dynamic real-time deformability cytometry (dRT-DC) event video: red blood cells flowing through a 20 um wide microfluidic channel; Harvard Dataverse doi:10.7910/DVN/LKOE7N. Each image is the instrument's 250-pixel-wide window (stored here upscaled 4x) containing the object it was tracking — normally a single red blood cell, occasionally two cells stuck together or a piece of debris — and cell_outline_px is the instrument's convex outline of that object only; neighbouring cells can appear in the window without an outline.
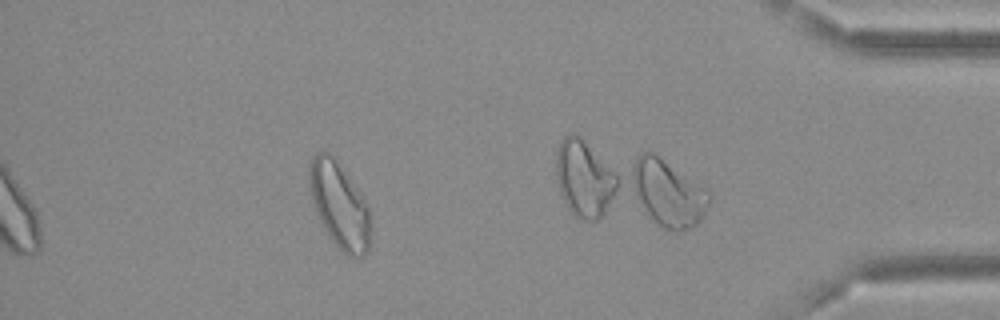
{"species": "Egyptian fruit bat (a non-hibernating species)", "species_latin": "Rousettus aegyptiacus", "temperature_condition": "cold", "stored_images_in_passage": 40, "camera_frame_rate_fps": 3000, "um_per_image_px": 0.085, "frame": {"image": 1, "passage_image": 40, "time_ms": 13.0, "image_size_px": [1000, 320], "cell_outline_px": [[372, 224], [368, 252], [364, 256], [348, 256], [328, 236], [316, 212], [308, 188], [308, 160], [316, 152], [328, 152], [336, 160], [364, 200], [368, 208]], "centroid_in_image_um": [28.82, 17.44], "position_along_channel_um": 406.4, "area_um2": 30.58}, "authors_computed_cell_mechanics": {"area_um2": 27.2816, "velocity_mm_per_s": 3.6506, "shape_relaxation_time_tau1_ms": null, "shape_relaxation_time_tau2_ms": 2.587, "deformation_change_tau1": null, "deformation_change_tau2": 0.0959}}